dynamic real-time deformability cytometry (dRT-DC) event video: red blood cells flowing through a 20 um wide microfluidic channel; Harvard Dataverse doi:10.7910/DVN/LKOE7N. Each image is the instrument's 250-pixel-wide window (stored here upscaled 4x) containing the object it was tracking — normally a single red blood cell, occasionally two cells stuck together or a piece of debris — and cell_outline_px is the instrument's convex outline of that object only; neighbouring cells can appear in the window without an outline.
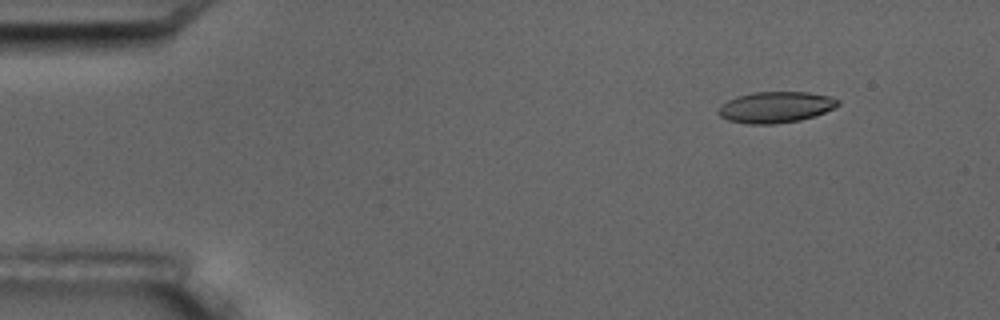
{"species": "common noctule bat (a hibernating species)", "species_latin": "Nyctalus noctula", "temperature_condition": "room temperature", "stored_images_in_passage": 3, "camera_frame_rate_fps": 3000, "um_per_image_px": 0.085, "animal": {"sex": "male", "body_mass_g": 17.5, "forearm_length_mm": 52.3}, "frame": {"image": 1, "passage_image": 1, "time_ms": 0.0, "image_size_px": [1000, 320], "cell_outline_px": [[840, 104], [816, 116], [800, 120], [772, 124], [748, 124], [728, 120], [720, 116], [716, 112], [720, 104], [736, 96], [752, 92], [808, 92], [832, 96], [840, 100]], "centroid_in_image_um": [65.91, 9.1], "position_along_channel_um": 19.1, "area_um2": 21.91}}